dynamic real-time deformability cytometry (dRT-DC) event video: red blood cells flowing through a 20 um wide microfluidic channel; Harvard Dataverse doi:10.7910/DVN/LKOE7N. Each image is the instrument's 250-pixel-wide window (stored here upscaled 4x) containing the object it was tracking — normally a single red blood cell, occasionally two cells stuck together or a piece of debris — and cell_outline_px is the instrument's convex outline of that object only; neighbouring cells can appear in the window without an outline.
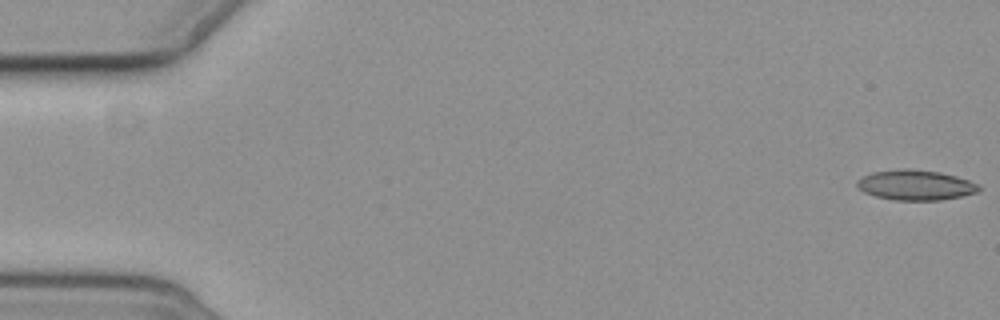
{"species": "common noctule bat (a hibernating species)", "species_latin": "Nyctalus noctula", "temperature_condition": "cold", "stored_images_in_passage": 6, "camera_frame_rate_fps": 3000, "um_per_image_px": 0.085, "animal": {"sex": "female", "body_mass_g": 19.3, "forearm_length_mm": 54.1}, "frame": {"image": 1, "passage_image": 1, "time_ms": 0.0, "image_size_px": [1000, 320], "cell_outline_px": [[980, 188], [976, 192], [960, 196], [940, 200], [896, 200], [876, 196], [864, 192], [856, 188], [856, 180], [872, 172], [900, 168], [912, 168], [940, 172], [956, 176], [980, 184]], "centroid_in_image_um": [77.79, 15.71], "position_along_channel_um": 7.2, "area_um2": 21.5}}
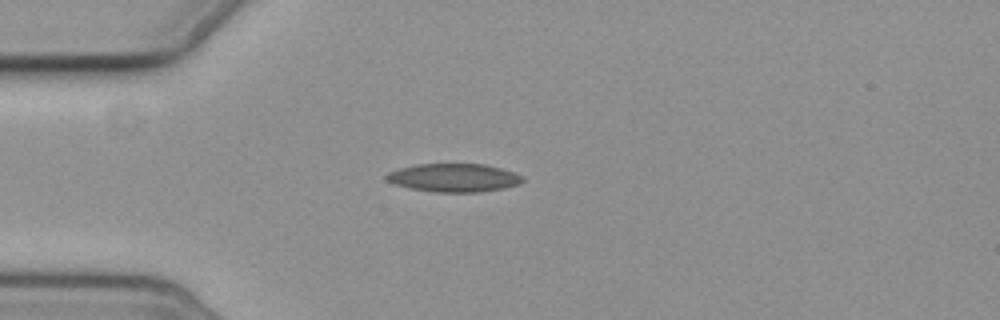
{"frame": {"image": 2, "passage_image": 4, "time_ms": 5.0, "image_size_px": [1000, 320], "cell_outline_px": [[524, 180], [520, 184], [504, 188], [480, 192], [436, 192], [408, 188], [384, 180], [384, 176], [388, 172], [400, 168], [416, 164], [484, 164], [500, 168], [524, 176]], "centroid_in_image_um": [38.56, 15.11], "position_along_channel_um": 46.4, "area_um2": 22.54}}
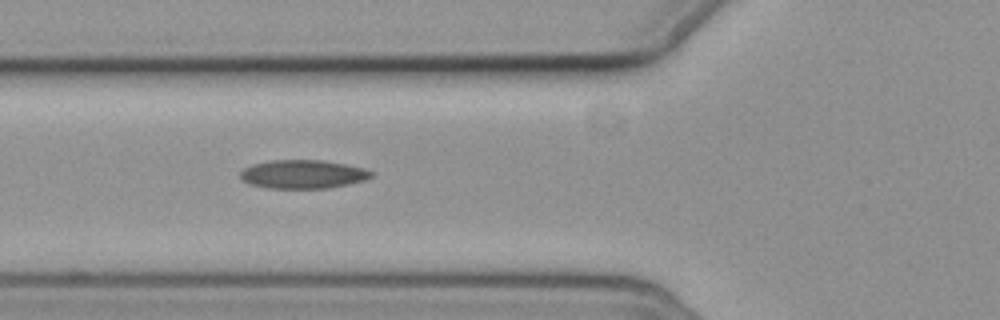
{"frame": {"image": 3, "passage_image": 6, "time_ms": 7.0, "image_size_px": [1000, 320], "cell_outline_px": [[372, 176], [364, 180], [348, 184], [328, 188], [268, 188], [248, 184], [240, 180], [240, 172], [244, 168], [252, 164], [272, 160], [324, 160], [364, 168], [372, 172]], "centroid_in_image_um": [25.7, 14.81], "position_along_channel_um": 100.1, "area_um2": 21.85}}